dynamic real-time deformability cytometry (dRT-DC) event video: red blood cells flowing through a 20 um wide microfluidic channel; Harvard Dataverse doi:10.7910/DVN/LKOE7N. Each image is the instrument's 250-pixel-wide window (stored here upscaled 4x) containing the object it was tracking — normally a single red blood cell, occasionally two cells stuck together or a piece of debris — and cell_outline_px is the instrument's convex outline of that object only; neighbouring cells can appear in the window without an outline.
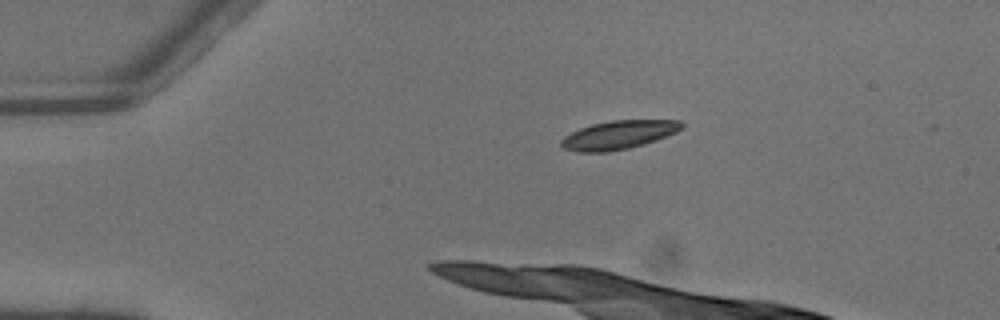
{"species": "common noctule bat (a hibernating species)", "species_latin": "Nyctalus noctula", "temperature_condition": "warm", "stored_images_in_passage": 2, "camera_frame_rate_fps": 3000, "um_per_image_px": 0.085, "animal": {"sex": "male", "body_mass_g": 13.3}, "frame": {"image": 1, "passage_image": 1, "time_ms": 0.0, "image_size_px": [1000, 320], "cell_outline_px": [[684, 128], [676, 132], [656, 140], [644, 144], [628, 148], [608, 152], [576, 152], [564, 148], [560, 144], [560, 140], [564, 136], [580, 128], [592, 124], [612, 120], [680, 120], [684, 124]], "centroid_in_image_um": [52.58, 11.46], "position_along_channel_um": 32.4, "area_um2": 20.11}}